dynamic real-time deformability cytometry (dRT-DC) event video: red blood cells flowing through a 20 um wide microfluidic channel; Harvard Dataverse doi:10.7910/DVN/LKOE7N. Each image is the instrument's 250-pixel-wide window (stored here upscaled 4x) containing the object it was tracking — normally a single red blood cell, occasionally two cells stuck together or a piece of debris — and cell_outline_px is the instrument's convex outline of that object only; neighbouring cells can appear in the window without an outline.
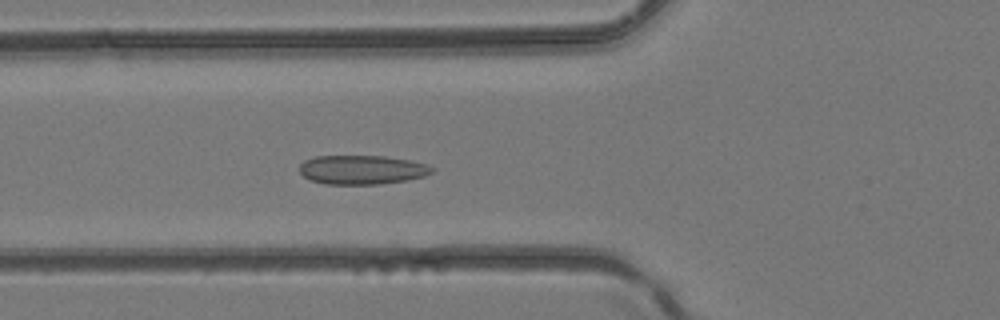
{"species": "common noctule bat (a hibernating species)", "species_latin": "Nyctalus noctula", "temperature_condition": "room temperature", "stored_images_in_passage": 42, "camera_frame_rate_fps": 3000, "um_per_image_px": 0.085, "animal": {"sex": "female", "body_mass_g": 24.6, "forearm_length_mm": 56.2}, "frame": {"image": 1, "passage_image": 16, "time_ms": 5.0, "image_size_px": [1000, 320], "cell_outline_px": [[436, 168], [432, 172], [424, 176], [408, 180], [380, 184], [324, 184], [312, 180], [304, 176], [300, 172], [300, 164], [304, 160], [316, 156], [384, 156], [408, 160], [424, 164]], "centroid_in_image_um": [30.76, 14.43], "position_along_channel_um": 95.0, "area_um2": 22.37}}
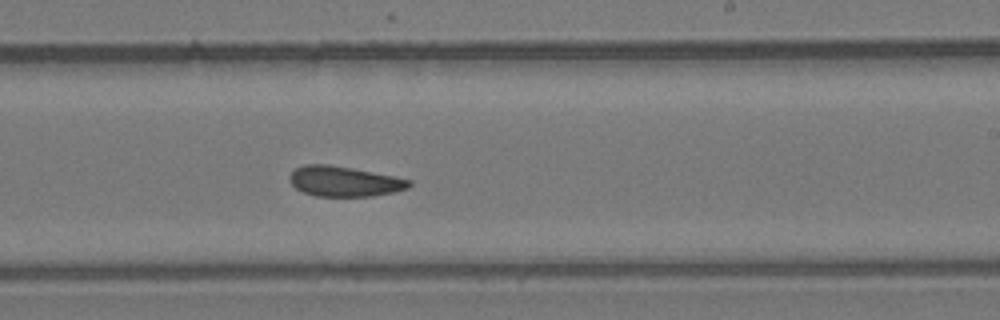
{"frame": {"image": 2, "passage_image": 26, "time_ms": 8.333, "image_size_px": [1000, 320], "cell_outline_px": [[412, 184], [408, 188], [392, 192], [372, 196], [316, 196], [304, 192], [296, 188], [292, 184], [288, 176], [296, 168], [304, 164], [328, 164], [352, 168], [412, 180]], "centroid_in_image_um": [29.25, 15.41], "position_along_channel_um": 259.8, "area_um2": 20.87}}
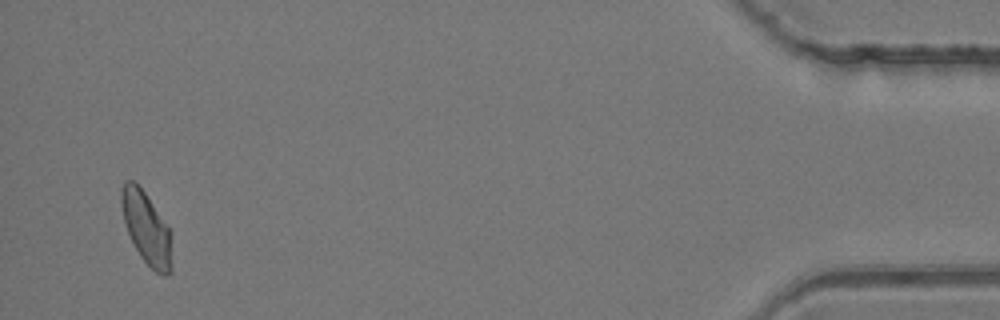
{"frame": {"image": 3, "passage_image": 41, "time_ms": 13.333, "image_size_px": [1000, 320], "cell_outline_px": [[172, 272], [164, 276], [160, 276], [140, 256], [128, 232], [124, 220], [120, 204], [120, 188], [124, 180], [136, 180], [172, 232]], "centroid_in_image_um": [12.46, 19.37], "position_along_channel_um": 422.7, "area_um2": 21.56}}